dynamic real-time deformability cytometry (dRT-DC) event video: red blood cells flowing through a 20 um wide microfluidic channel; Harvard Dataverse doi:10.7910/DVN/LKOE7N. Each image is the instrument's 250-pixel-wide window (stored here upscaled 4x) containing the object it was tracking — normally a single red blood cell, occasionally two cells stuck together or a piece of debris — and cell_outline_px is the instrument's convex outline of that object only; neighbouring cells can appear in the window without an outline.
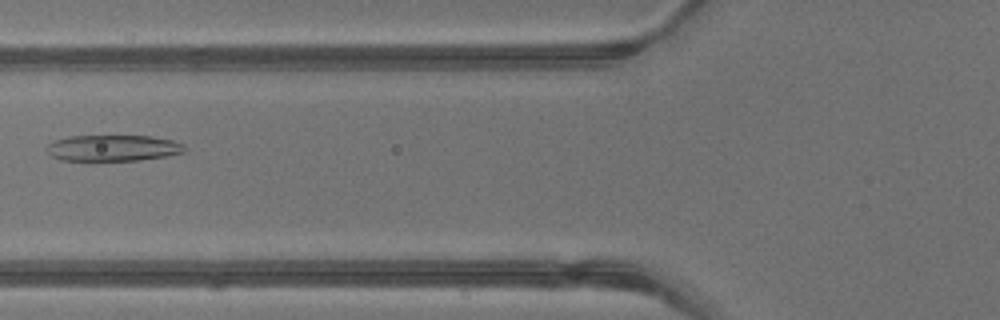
{"species": "common noctule bat (a hibernating species)", "species_latin": "Nyctalus noctula", "temperature_condition": "warm", "stored_images_in_passage": 42, "camera_frame_rate_fps": 3000, "um_per_image_px": 0.085, "animal": {"sex": "male", "body_mass_g": 13.3}, "frame": {"image": 1, "passage_image": 17, "time_ms": 5.333, "image_size_px": [1000, 320], "cell_outline_px": [[188, 148], [184, 152], [164, 156], [136, 160], [60, 160], [52, 156], [44, 148], [48, 144], [56, 140], [68, 136], [152, 136], [172, 140], [184, 144]], "centroid_in_image_um": [9.6, 12.57], "position_along_channel_um": 116.2, "area_um2": 20.92}}
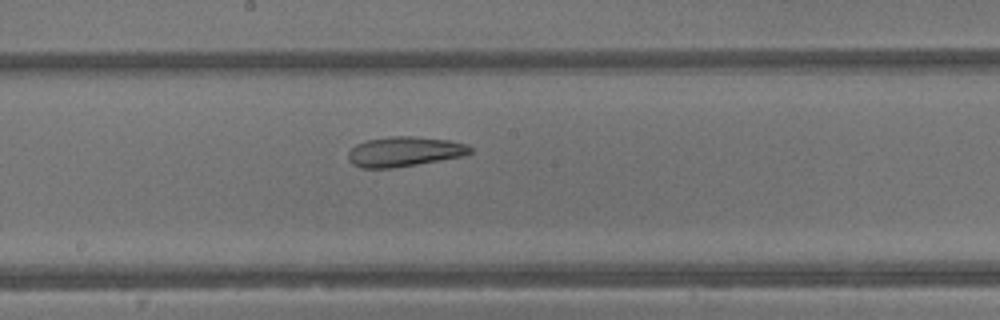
{"frame": {"image": 2, "passage_image": 23, "time_ms": 7.333, "image_size_px": [1000, 320], "cell_outline_px": [[472, 152], [464, 156], [396, 168], [360, 168], [352, 164], [348, 160], [348, 152], [356, 144], [368, 140], [392, 136], [412, 136], [448, 140], [468, 144], [472, 148]], "centroid_in_image_um": [34.38, 12.9], "position_along_channel_um": 213.8, "area_um2": 21.39}}
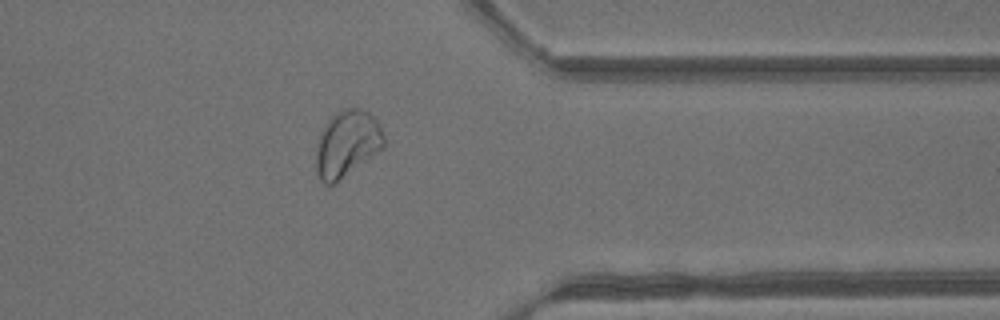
{"frame": {"image": 3, "passage_image": 34, "time_ms": 11.0, "image_size_px": [1000, 320], "cell_outline_px": [[384, 148], [336, 184], [324, 184], [320, 180], [316, 172], [316, 148], [320, 132], [324, 124], [340, 108], [360, 108], [368, 112], [376, 120], [384, 136]], "centroid_in_image_um": [29.48, 12.24], "position_along_channel_um": 381.9, "area_um2": 26.65}, "authors_computed_cell_mechanics": {"area_um2": 28.2064, "velocity_mm_per_s": 4.8716, "shape_relaxation_time_tau1_ms": null, "shape_relaxation_time_tau2_ms": 1.5601, "deformation_change_tau1": null, "deformation_change_tau2": 0.085}}